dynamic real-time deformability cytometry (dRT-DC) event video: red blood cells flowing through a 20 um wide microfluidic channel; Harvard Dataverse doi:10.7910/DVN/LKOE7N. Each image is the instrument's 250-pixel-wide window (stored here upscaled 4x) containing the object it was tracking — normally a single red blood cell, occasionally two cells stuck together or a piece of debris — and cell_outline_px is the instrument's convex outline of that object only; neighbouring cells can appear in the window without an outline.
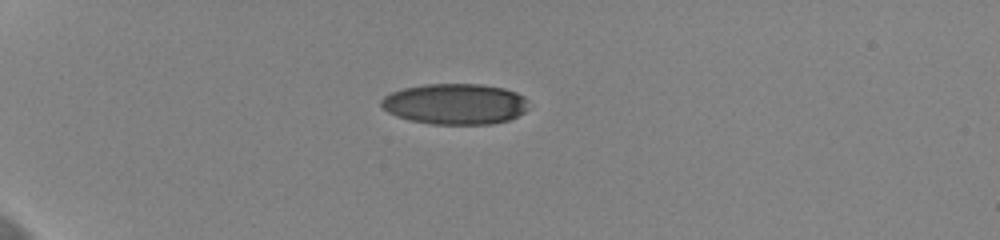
{"species": "human", "species_latin": "Homo sapiens", "temperature_condition": "cold", "stored_images_in_passage": 41, "camera_frame_rate_fps": 3000, "um_per_image_px": 0.085, "donor": {"sex": "female"}, "frame": {"image": 1, "passage_image": 1, "time_ms": 0.0, "image_size_px": [1000, 240], "cell_outline_px": [[528, 108], [524, 112], [508, 120], [492, 124], [432, 124], [412, 120], [396, 116], [388, 112], [380, 104], [380, 100], [384, 96], [392, 92], [404, 88], [424, 84], [480, 84], [504, 88], [516, 92], [524, 96], [528, 100]], "centroid_in_image_um": [38.7, 8.83], "position_along_channel_um": 46.3, "area_um2": 35.08}}
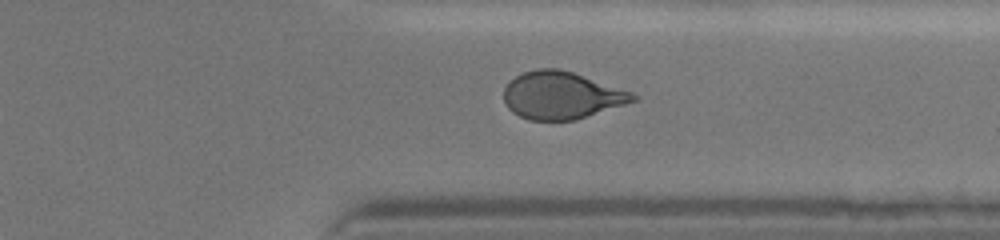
{"frame": {"image": 2, "passage_image": 31, "time_ms": 10.0, "image_size_px": [1000, 240], "cell_outline_px": [[640, 96], [636, 100], [576, 120], [528, 120], [512, 112], [508, 108], [504, 100], [504, 88], [516, 76], [524, 72], [536, 68], [560, 68], [632, 92]], "centroid_in_image_um": [47.71, 8.11], "position_along_channel_um": 363.7, "area_um2": 35.43}}
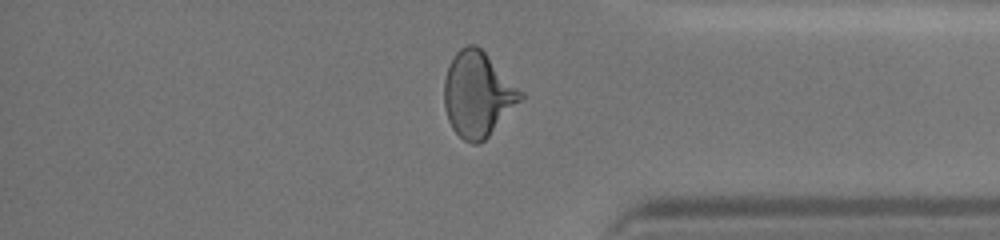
{"frame": {"image": 3, "passage_image": 34, "time_ms": 11.0, "image_size_px": [1000, 240], "cell_outline_px": [[524, 96], [488, 136], [480, 144], [472, 144], [464, 140], [452, 128], [448, 120], [444, 104], [444, 80], [448, 68], [456, 52], [460, 48], [468, 44], [476, 44], [524, 92]], "centroid_in_image_um": [40.59, 8.02], "position_along_channel_um": 394.6, "area_um2": 37.4}, "authors_computed_cell_mechanics": {"area_um2": 36.414, "velocity_mm_per_s": 3.6616, "shape_relaxation_time_tau1_ms": 5.4662, "shape_relaxation_time_tau2_ms": 1.1643, "deformation_change_tau1": 0.159, "deformation_change_tau2": 0.0669}}